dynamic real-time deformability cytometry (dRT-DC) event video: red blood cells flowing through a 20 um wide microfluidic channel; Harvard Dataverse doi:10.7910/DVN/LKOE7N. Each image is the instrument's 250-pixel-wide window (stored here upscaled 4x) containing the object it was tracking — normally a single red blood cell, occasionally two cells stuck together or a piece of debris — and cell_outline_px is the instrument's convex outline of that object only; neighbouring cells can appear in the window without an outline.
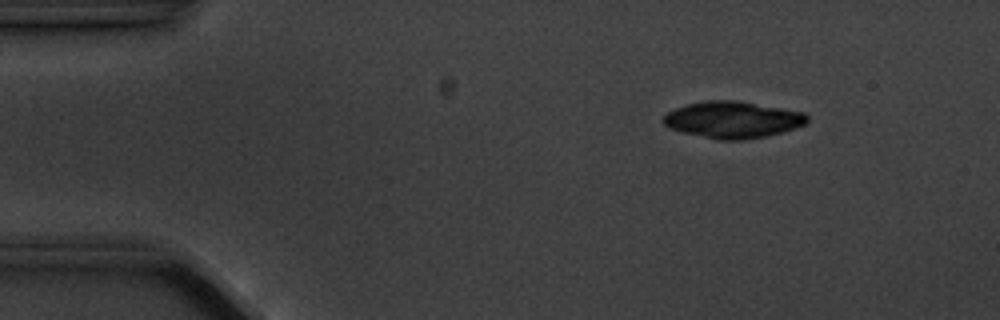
{"species": "common noctule bat (a hibernating species)", "species_latin": "Nyctalus noctula", "temperature_condition": "cold", "stored_images_in_passage": 4, "camera_frame_rate_fps": 3000, "um_per_image_px": 0.085, "animal": {"sex": "male", "body_mass_g": 20.1, "forearm_length_mm": 53.5}, "frame": {"image": 1, "passage_image": 2, "time_ms": 1.0, "image_size_px": [1000, 320], "cell_outline_px": [[808, 120], [804, 124], [768, 136], [744, 140], [720, 140], [684, 132], [668, 128], [660, 120], [668, 112], [676, 108], [688, 104], [708, 100], [736, 100], [804, 112], [808, 116]], "centroid_in_image_um": [62.26, 10.17], "position_along_channel_um": 22.7, "area_um2": 30.52}}